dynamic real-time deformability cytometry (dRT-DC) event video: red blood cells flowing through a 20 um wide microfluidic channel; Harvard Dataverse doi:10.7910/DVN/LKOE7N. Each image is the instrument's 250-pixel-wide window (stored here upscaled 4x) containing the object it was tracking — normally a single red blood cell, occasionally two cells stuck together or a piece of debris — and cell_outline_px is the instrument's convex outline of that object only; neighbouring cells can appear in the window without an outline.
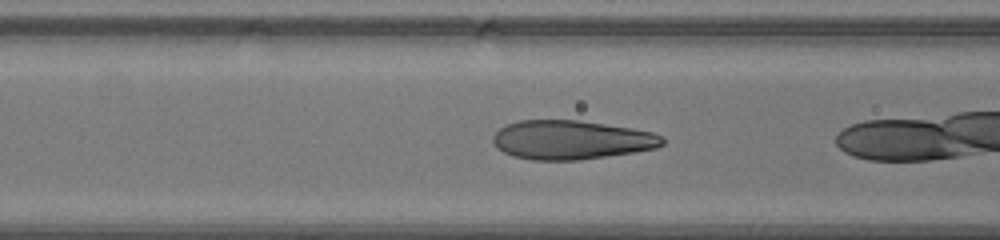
{"species": "human", "species_latin": "Homo sapiens", "temperature_condition": "warm", "stored_images_in_passage": 30, "camera_frame_rate_fps": 3000, "um_per_image_px": 0.085, "donor": {"sex": "male"}, "frame": {"image": 1, "passage_image": 14, "time_ms": 4.333, "image_size_px": [1000, 240], "cell_outline_px": [[664, 144], [656, 148], [636, 152], [580, 160], [532, 160], [512, 156], [496, 148], [492, 140], [492, 136], [504, 124], [520, 120], [580, 120], [632, 128], [652, 132], [664, 136]], "centroid_in_image_um": [48.55, 11.89], "position_along_channel_um": 118.0, "area_um2": 38.9}}
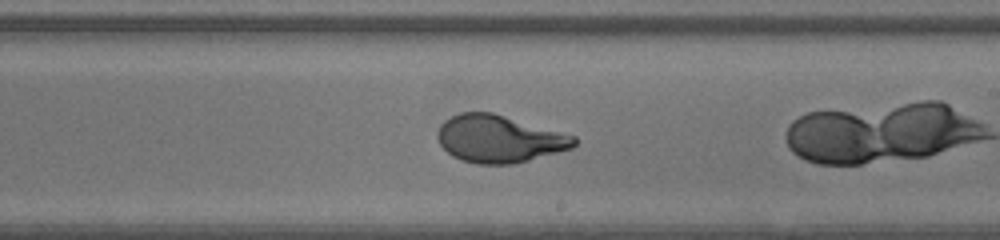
{"frame": {"image": 2, "passage_image": 22, "time_ms": 7.0, "image_size_px": [1000, 240], "cell_outline_px": [[576, 144], [572, 148], [528, 160], [512, 164], [476, 164], [460, 160], [452, 156], [440, 144], [436, 136], [436, 132], [440, 124], [444, 120], [460, 112], [492, 112], [576, 136]], "centroid_in_image_um": [42.39, 11.8], "position_along_channel_um": 246.6, "area_um2": 37.69}}
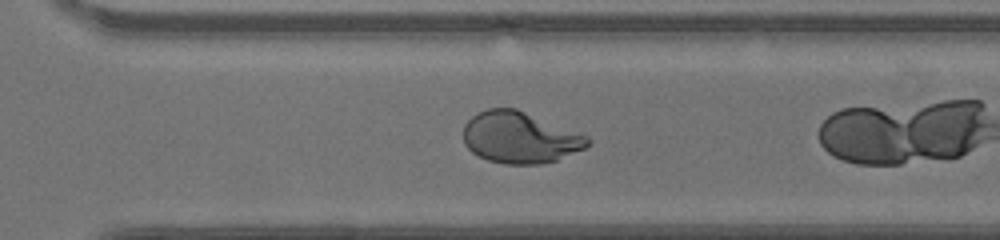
{"frame": {"image": 3, "passage_image": 27, "time_ms": 8.667, "image_size_px": [1000, 240], "cell_outline_px": [[592, 140], [584, 148], [556, 160], [540, 164], [504, 164], [488, 160], [472, 152], [464, 144], [464, 124], [472, 116], [488, 108], [516, 108], [588, 136]], "centroid_in_image_um": [44.18, 11.69], "position_along_channel_um": 326.4, "area_um2": 36.99}}